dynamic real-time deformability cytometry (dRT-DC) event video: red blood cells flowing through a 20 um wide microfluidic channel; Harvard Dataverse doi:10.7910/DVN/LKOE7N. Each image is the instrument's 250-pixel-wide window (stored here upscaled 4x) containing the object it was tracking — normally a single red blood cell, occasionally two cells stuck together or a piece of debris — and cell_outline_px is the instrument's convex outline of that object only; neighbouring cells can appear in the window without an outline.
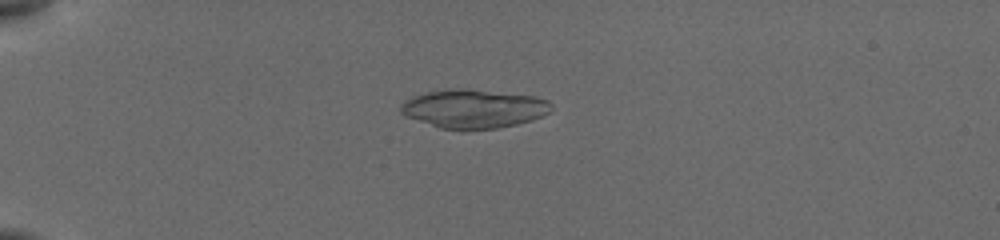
{"species": "common noctule bat (a hibernating species)", "species_latin": "Nyctalus noctula", "temperature_condition": "cold", "stored_images_in_passage": 53, "camera_frame_rate_fps": 3000, "um_per_image_px": 0.085, "animal": {"sex": "female", "body_mass_g": 19.5, "forearm_length_mm": 54.1}, "frame": {"image": 1, "passage_image": 16, "time_ms": 5.0, "image_size_px": [1000, 240], "cell_outline_px": [[552, 108], [548, 112], [532, 120], [516, 124], [496, 128], [440, 128], [404, 116], [400, 112], [400, 104], [404, 100], [412, 96], [428, 92], [452, 88], [468, 88], [536, 96], [548, 100], [552, 104]], "centroid_in_image_um": [40.24, 9.21], "position_along_channel_um": 44.8, "area_um2": 33.81}}